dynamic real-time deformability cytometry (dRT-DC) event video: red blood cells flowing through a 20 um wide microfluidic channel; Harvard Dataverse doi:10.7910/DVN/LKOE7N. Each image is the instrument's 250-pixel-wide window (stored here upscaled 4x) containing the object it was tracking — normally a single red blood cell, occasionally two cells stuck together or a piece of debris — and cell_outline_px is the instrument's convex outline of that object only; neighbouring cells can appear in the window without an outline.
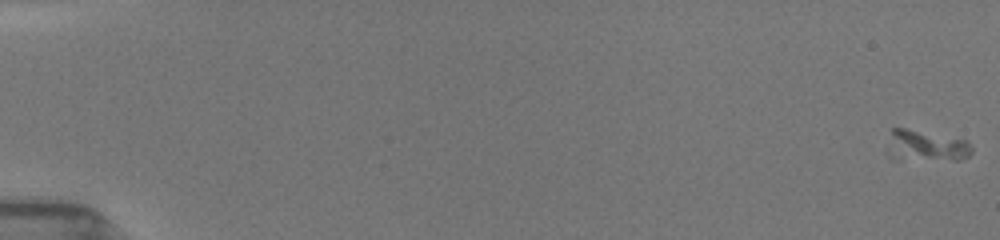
{"species": "common noctule bat (a hibernating species)", "species_latin": "Nyctalus noctula", "temperature_condition": "room temperature", "stored_images_in_passage": 42, "camera_frame_rate_fps": 3000, "um_per_image_px": 0.085, "animal": {"sex": "female", "body_mass_g": 19.5, "forearm_length_mm": 54.1}, "frame": {"image": 1, "passage_image": 1, "time_ms": 0.0, "image_size_px": [1000, 240], "cell_outline_px": [[972, 152], [968, 156], [960, 160], [952, 160], [928, 156], [920, 152], [896, 136], [892, 132], [892, 128], [904, 128], [968, 140], [972, 148]], "centroid_in_image_um": [79.48, 12.25], "position_along_channel_um": 5.5, "area_um2": 10.75}}
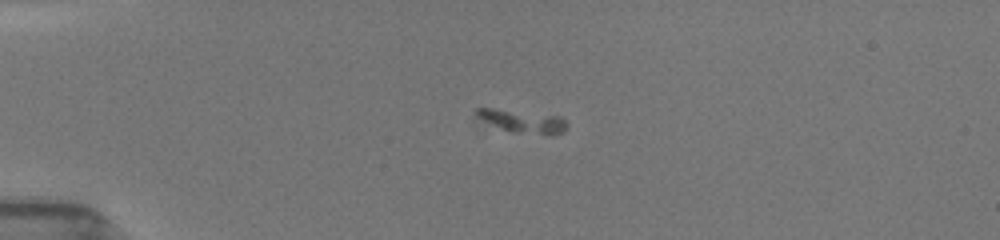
{"frame": {"image": 2, "passage_image": 15, "time_ms": 4.667, "image_size_px": [1000, 240], "cell_outline_px": [[568, 128], [564, 132], [552, 136], [548, 136], [504, 128], [476, 120], [476, 108], [492, 108], [560, 116], [568, 124]], "centroid_in_image_um": [44.45, 10.3], "position_along_channel_um": 40.5, "area_um2": 11.91}}